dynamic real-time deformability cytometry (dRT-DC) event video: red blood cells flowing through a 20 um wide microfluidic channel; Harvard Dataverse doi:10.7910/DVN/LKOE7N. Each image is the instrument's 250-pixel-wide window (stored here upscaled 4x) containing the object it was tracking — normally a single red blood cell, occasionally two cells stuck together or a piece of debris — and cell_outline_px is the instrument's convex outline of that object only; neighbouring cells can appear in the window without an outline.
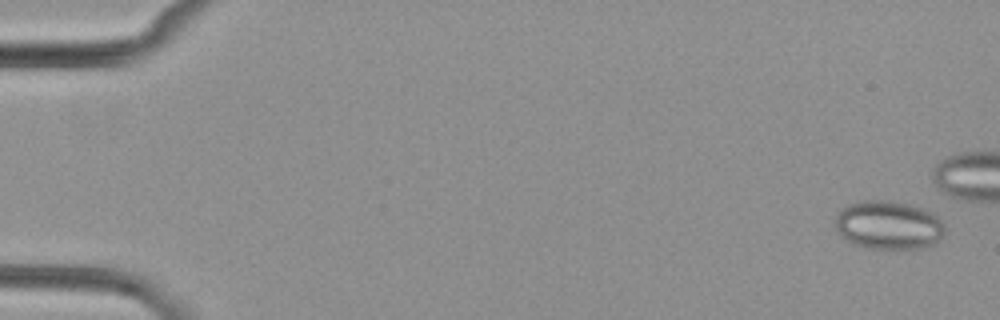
{"species": "common noctule bat (a hibernating species)", "species_latin": "Nyctalus noctula", "temperature_condition": "cold", "stored_images_in_passage": 7, "camera_frame_rate_fps": 3000, "um_per_image_px": 0.085, "animal": {"sex": "female", "body_mass_g": 29.2, "forearm_length_mm": 56.3}, "frame": {"image": 1, "passage_image": 1, "time_ms": 0.0, "image_size_px": [1000, 320], "cell_outline_px": [[944, 236], [936, 244], [924, 248], [868, 248], [856, 244], [848, 240], [836, 228], [836, 216], [840, 208], [848, 204], [860, 200], [892, 200], [908, 204], [932, 212], [944, 224]], "centroid_in_image_um": [75.55, 19.12], "position_along_channel_um": 9.4, "area_um2": 31.04}}